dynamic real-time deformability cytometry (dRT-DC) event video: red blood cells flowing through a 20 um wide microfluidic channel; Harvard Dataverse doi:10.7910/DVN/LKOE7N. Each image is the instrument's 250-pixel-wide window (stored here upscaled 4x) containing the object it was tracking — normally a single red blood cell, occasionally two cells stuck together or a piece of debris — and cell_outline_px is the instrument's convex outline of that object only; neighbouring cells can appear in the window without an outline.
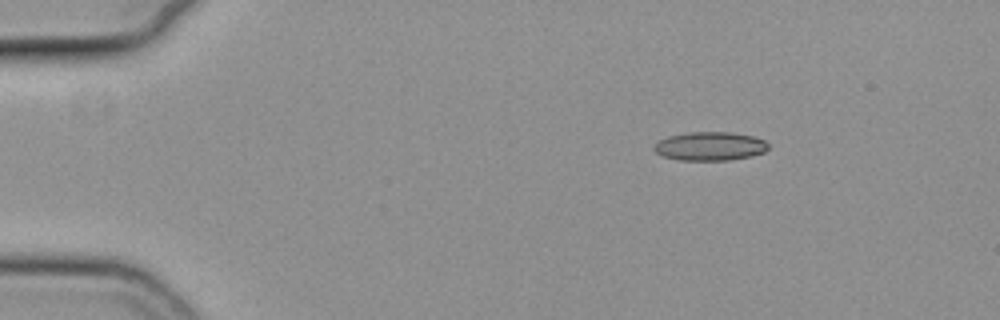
{"species": "common noctule bat (a hibernating species)", "species_latin": "Nyctalus noctula", "temperature_condition": "cold", "stored_images_in_passage": 47, "camera_frame_rate_fps": 3000, "um_per_image_px": 0.085, "animal": {"sex": "female", "body_mass_g": 19.3, "forearm_length_mm": 54.1}, "frame": {"image": 1, "passage_image": 1, "time_ms": 0.0, "image_size_px": [1000, 320], "cell_outline_px": [[768, 148], [764, 152], [752, 156], [728, 160], [680, 160], [664, 156], [656, 152], [652, 148], [660, 140], [668, 136], [688, 132], [732, 132], [752, 136], [764, 140], [768, 144]], "centroid_in_image_um": [60.36, 12.42], "position_along_channel_um": 24.6, "area_um2": 19.02}}
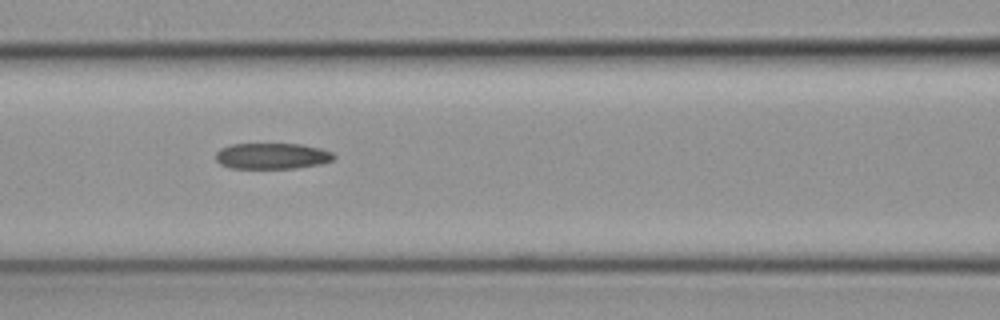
{"frame": {"image": 2, "passage_image": 17, "time_ms": 5.333, "image_size_px": [1000, 320], "cell_outline_px": [[336, 156], [332, 160], [320, 164], [296, 168], [228, 168], [220, 164], [216, 160], [216, 152], [220, 148], [232, 144], [300, 144], [320, 148], [332, 152]], "centroid_in_image_um": [23.11, 13.26], "position_along_channel_um": 143.5, "area_um2": 17.92}}
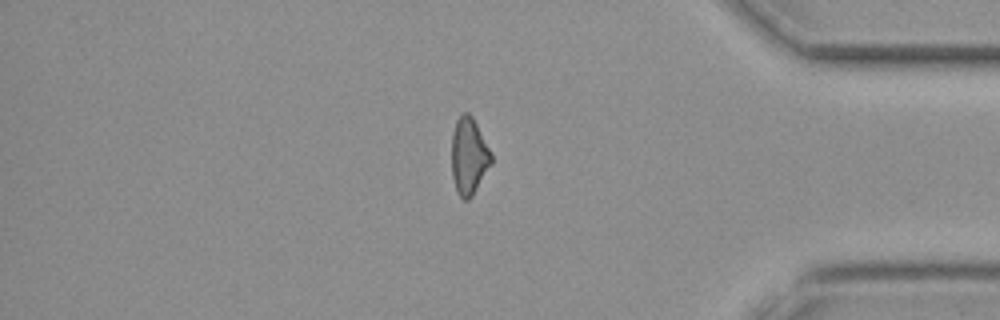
{"frame": {"image": 3, "passage_image": 39, "time_ms": 12.667, "image_size_px": [1000, 320], "cell_outline_px": [[492, 164], [472, 196], [468, 200], [464, 200], [456, 192], [452, 176], [452, 132], [456, 120], [464, 112], [468, 112], [472, 116], [492, 152]], "centroid_in_image_um": [39.86, 13.28], "position_along_channel_um": 395.3, "area_um2": 17.92}}